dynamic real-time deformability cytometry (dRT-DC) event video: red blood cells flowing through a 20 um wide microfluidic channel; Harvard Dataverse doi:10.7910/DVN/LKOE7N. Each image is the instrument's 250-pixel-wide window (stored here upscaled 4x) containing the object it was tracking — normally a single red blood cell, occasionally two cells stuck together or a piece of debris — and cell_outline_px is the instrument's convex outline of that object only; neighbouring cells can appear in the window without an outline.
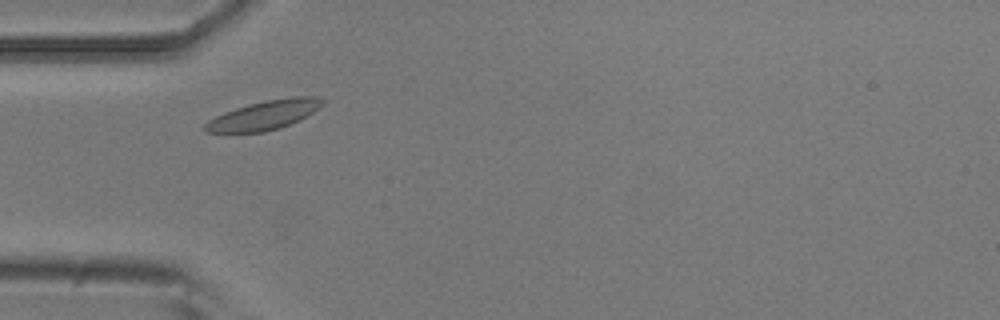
{"species": "common noctule bat (a hibernating species)", "species_latin": "Nyctalus noctula", "temperature_condition": "room temperature", "stored_images_in_passage": 5, "camera_frame_rate_fps": 3000, "um_per_image_px": 0.085, "animal": {"sex": "male", "body_mass_g": 20.5, "forearm_length_mm": 52.5}, "frame": {"image": 1, "passage_image": 3, "time_ms": 0.667, "image_size_px": [1000, 320], "cell_outline_px": [[324, 104], [300, 120], [280, 128], [264, 132], [204, 132], [200, 128], [208, 120], [216, 116], [236, 108], [248, 104], [264, 100], [292, 96], [316, 96], [324, 100]], "centroid_in_image_um": [22.45, 9.78], "position_along_channel_um": 62.6, "area_um2": 20.06}}
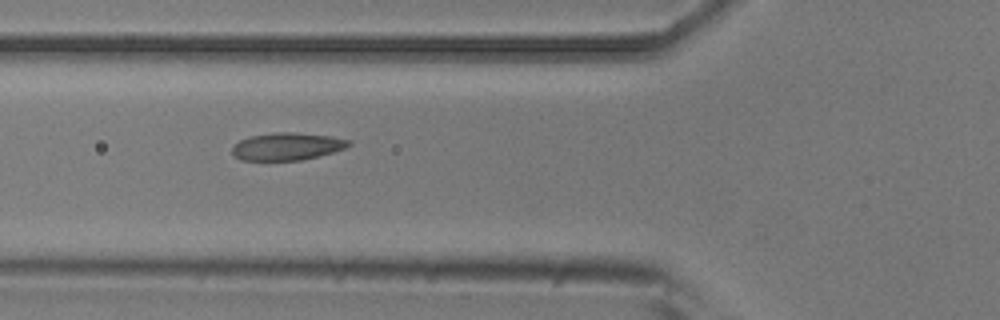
{"frame": {"image": 2, "passage_image": 4, "time_ms": 1.0, "image_size_px": [1000, 320], "cell_outline_px": [[352, 144], [344, 148], [332, 152], [300, 160], [240, 160], [232, 156], [232, 148], [240, 140], [248, 136], [276, 132], [292, 132], [332, 136], [352, 140]], "centroid_in_image_um": [24.38, 12.44], "position_along_channel_um": 101.4, "area_um2": 18.67}}
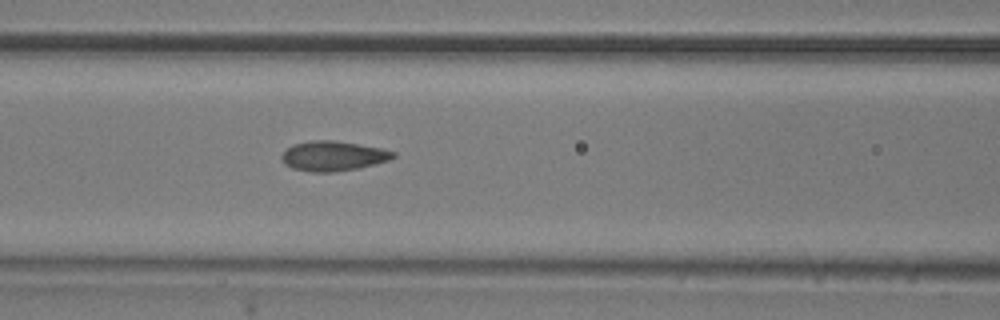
{"frame": {"image": 3, "passage_image": 5, "time_ms": 1.333, "image_size_px": [1000, 320], "cell_outline_px": [[396, 156], [388, 160], [376, 164], [360, 168], [332, 172], [312, 172], [292, 168], [284, 164], [280, 156], [288, 148], [296, 144], [312, 140], [332, 140], [380, 148], [396, 152]], "centroid_in_image_um": [28.32, 13.27], "position_along_channel_um": 138.3, "area_um2": 19.25}}